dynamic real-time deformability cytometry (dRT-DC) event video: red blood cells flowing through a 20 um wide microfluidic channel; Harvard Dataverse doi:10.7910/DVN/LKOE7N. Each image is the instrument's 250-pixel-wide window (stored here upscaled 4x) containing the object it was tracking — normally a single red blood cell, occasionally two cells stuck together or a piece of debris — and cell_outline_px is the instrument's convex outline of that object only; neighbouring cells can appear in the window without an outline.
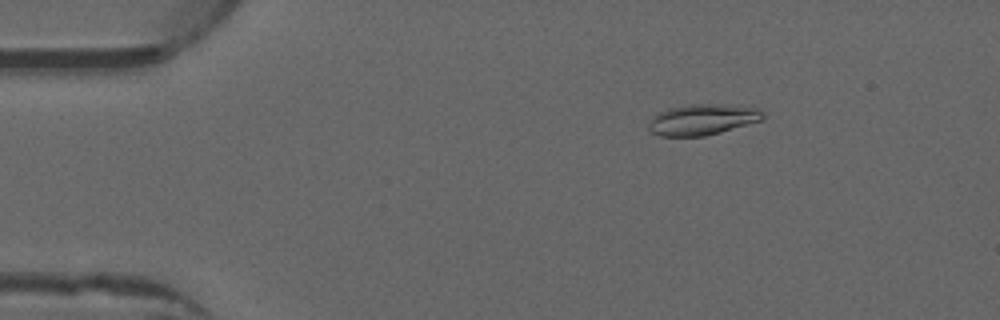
{"species": "common noctule bat (a hibernating species)", "species_latin": "Nyctalus noctula", "temperature_condition": "warm", "stored_images_in_passage": 38, "camera_frame_rate_fps": 3000, "um_per_image_px": 0.085, "animal": {"sex": "male", "forearm_length_mm": 52.5}, "frame": {"image": 1, "passage_image": 8, "time_ms": 2.333, "image_size_px": [1000, 320], "cell_outline_px": [[764, 120], [720, 132], [704, 136], [660, 136], [652, 132], [648, 128], [648, 120], [656, 112], [668, 108], [692, 104], [752, 104], [764, 112]], "centroid_in_image_um": [59.76, 10.13], "position_along_channel_um": 25.2, "area_um2": 21.21}}
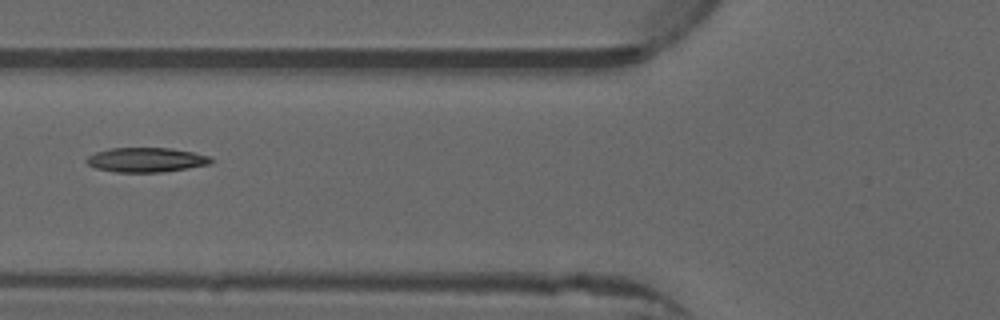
{"frame": {"image": 2, "passage_image": 20, "time_ms": 6.333, "image_size_px": [1000, 320], "cell_outline_px": [[212, 160], [208, 164], [188, 168], [160, 172], [116, 172], [96, 168], [88, 164], [84, 160], [88, 156], [96, 152], [108, 148], [172, 148], [192, 152], [208, 156]], "centroid_in_image_um": [12.37, 13.58], "position_along_channel_um": 113.4, "area_um2": 17.63}}
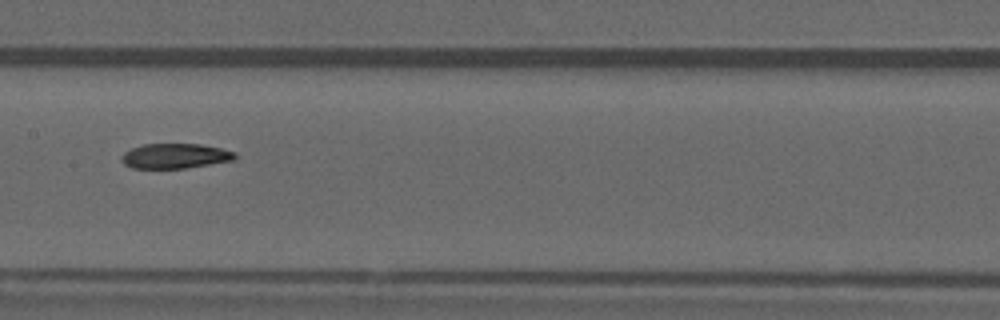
{"frame": {"image": 3, "passage_image": 26, "time_ms": 8.333, "image_size_px": [1000, 320], "cell_outline_px": [[236, 156], [232, 160], [184, 168], [132, 168], [124, 164], [120, 160], [120, 156], [124, 152], [132, 148], [144, 144], [200, 144], [220, 148], [236, 152]], "centroid_in_image_um": [14.83, 13.25], "position_along_channel_um": 192.6, "area_um2": 16.36}}